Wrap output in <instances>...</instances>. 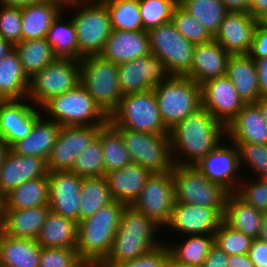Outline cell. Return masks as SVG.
<instances>
[{"mask_svg":"<svg viewBox=\"0 0 267 267\" xmlns=\"http://www.w3.org/2000/svg\"><path fill=\"white\" fill-rule=\"evenodd\" d=\"M80 79V60L57 58L30 79L28 99L41 108L52 97L77 87Z\"/></svg>","mask_w":267,"mask_h":267,"instance_id":"8fae6325","label":"cell"},{"mask_svg":"<svg viewBox=\"0 0 267 267\" xmlns=\"http://www.w3.org/2000/svg\"><path fill=\"white\" fill-rule=\"evenodd\" d=\"M64 10L72 11L70 17L76 28L79 60L100 54L112 31L106 4L102 0H76Z\"/></svg>","mask_w":267,"mask_h":267,"instance_id":"277c9868","label":"cell"},{"mask_svg":"<svg viewBox=\"0 0 267 267\" xmlns=\"http://www.w3.org/2000/svg\"><path fill=\"white\" fill-rule=\"evenodd\" d=\"M39 267H88L76 248H42Z\"/></svg>","mask_w":267,"mask_h":267,"instance_id":"f907efd6","label":"cell"},{"mask_svg":"<svg viewBox=\"0 0 267 267\" xmlns=\"http://www.w3.org/2000/svg\"><path fill=\"white\" fill-rule=\"evenodd\" d=\"M80 62L81 85L109 116L123 96L119 88L118 65L99 54L85 56Z\"/></svg>","mask_w":267,"mask_h":267,"instance_id":"ba28073f","label":"cell"},{"mask_svg":"<svg viewBox=\"0 0 267 267\" xmlns=\"http://www.w3.org/2000/svg\"><path fill=\"white\" fill-rule=\"evenodd\" d=\"M253 238L237 231L224 222L214 233V245L227 255L248 254Z\"/></svg>","mask_w":267,"mask_h":267,"instance_id":"7dc6e473","label":"cell"},{"mask_svg":"<svg viewBox=\"0 0 267 267\" xmlns=\"http://www.w3.org/2000/svg\"><path fill=\"white\" fill-rule=\"evenodd\" d=\"M174 164L195 165L223 139L226 127L201 107L170 130Z\"/></svg>","mask_w":267,"mask_h":267,"instance_id":"6da1fadb","label":"cell"},{"mask_svg":"<svg viewBox=\"0 0 267 267\" xmlns=\"http://www.w3.org/2000/svg\"><path fill=\"white\" fill-rule=\"evenodd\" d=\"M149 54L148 31L112 30L99 55L119 65Z\"/></svg>","mask_w":267,"mask_h":267,"instance_id":"603a6c76","label":"cell"},{"mask_svg":"<svg viewBox=\"0 0 267 267\" xmlns=\"http://www.w3.org/2000/svg\"><path fill=\"white\" fill-rule=\"evenodd\" d=\"M174 267H191V266H184V265L174 262Z\"/></svg>","mask_w":267,"mask_h":267,"instance_id":"89a4df30","label":"cell"},{"mask_svg":"<svg viewBox=\"0 0 267 267\" xmlns=\"http://www.w3.org/2000/svg\"><path fill=\"white\" fill-rule=\"evenodd\" d=\"M230 54L214 39L195 45L191 69L184 75L201 85L205 81L226 75Z\"/></svg>","mask_w":267,"mask_h":267,"instance_id":"cb8c5ba5","label":"cell"},{"mask_svg":"<svg viewBox=\"0 0 267 267\" xmlns=\"http://www.w3.org/2000/svg\"><path fill=\"white\" fill-rule=\"evenodd\" d=\"M177 5L180 4L181 0H173Z\"/></svg>","mask_w":267,"mask_h":267,"instance_id":"753ad0ef","label":"cell"},{"mask_svg":"<svg viewBox=\"0 0 267 267\" xmlns=\"http://www.w3.org/2000/svg\"><path fill=\"white\" fill-rule=\"evenodd\" d=\"M78 222L49 211L36 241L42 248H77Z\"/></svg>","mask_w":267,"mask_h":267,"instance_id":"d6a6232c","label":"cell"},{"mask_svg":"<svg viewBox=\"0 0 267 267\" xmlns=\"http://www.w3.org/2000/svg\"><path fill=\"white\" fill-rule=\"evenodd\" d=\"M60 129L57 122L42 115L35 122L30 134L17 141L10 149L16 154L48 160Z\"/></svg>","mask_w":267,"mask_h":267,"instance_id":"83f0119b","label":"cell"},{"mask_svg":"<svg viewBox=\"0 0 267 267\" xmlns=\"http://www.w3.org/2000/svg\"><path fill=\"white\" fill-rule=\"evenodd\" d=\"M47 160L14 153H7L0 169V200L25 181L48 175Z\"/></svg>","mask_w":267,"mask_h":267,"instance_id":"7402d4cb","label":"cell"},{"mask_svg":"<svg viewBox=\"0 0 267 267\" xmlns=\"http://www.w3.org/2000/svg\"><path fill=\"white\" fill-rule=\"evenodd\" d=\"M14 50V45L0 37V60Z\"/></svg>","mask_w":267,"mask_h":267,"instance_id":"6125c7cd","label":"cell"},{"mask_svg":"<svg viewBox=\"0 0 267 267\" xmlns=\"http://www.w3.org/2000/svg\"><path fill=\"white\" fill-rule=\"evenodd\" d=\"M254 61L267 57V27L259 22L254 31V38L247 54Z\"/></svg>","mask_w":267,"mask_h":267,"instance_id":"f5cc1de1","label":"cell"},{"mask_svg":"<svg viewBox=\"0 0 267 267\" xmlns=\"http://www.w3.org/2000/svg\"><path fill=\"white\" fill-rule=\"evenodd\" d=\"M267 27V16L262 20V22Z\"/></svg>","mask_w":267,"mask_h":267,"instance_id":"2644e50d","label":"cell"},{"mask_svg":"<svg viewBox=\"0 0 267 267\" xmlns=\"http://www.w3.org/2000/svg\"><path fill=\"white\" fill-rule=\"evenodd\" d=\"M108 9L112 30L141 31L139 0H102Z\"/></svg>","mask_w":267,"mask_h":267,"instance_id":"b9f144b4","label":"cell"},{"mask_svg":"<svg viewBox=\"0 0 267 267\" xmlns=\"http://www.w3.org/2000/svg\"><path fill=\"white\" fill-rule=\"evenodd\" d=\"M248 256L254 267H267V243L259 238L253 239Z\"/></svg>","mask_w":267,"mask_h":267,"instance_id":"db71d44e","label":"cell"},{"mask_svg":"<svg viewBox=\"0 0 267 267\" xmlns=\"http://www.w3.org/2000/svg\"><path fill=\"white\" fill-rule=\"evenodd\" d=\"M50 211L78 222L83 177L71 171L48 172Z\"/></svg>","mask_w":267,"mask_h":267,"instance_id":"ffe728a7","label":"cell"},{"mask_svg":"<svg viewBox=\"0 0 267 267\" xmlns=\"http://www.w3.org/2000/svg\"><path fill=\"white\" fill-rule=\"evenodd\" d=\"M172 22L178 32L194 45L214 39L209 31L179 4L173 10Z\"/></svg>","mask_w":267,"mask_h":267,"instance_id":"f6af8a7d","label":"cell"},{"mask_svg":"<svg viewBox=\"0 0 267 267\" xmlns=\"http://www.w3.org/2000/svg\"><path fill=\"white\" fill-rule=\"evenodd\" d=\"M170 258V252L164 243L153 251L115 265H99L98 267H164Z\"/></svg>","mask_w":267,"mask_h":267,"instance_id":"816d5d0a","label":"cell"},{"mask_svg":"<svg viewBox=\"0 0 267 267\" xmlns=\"http://www.w3.org/2000/svg\"><path fill=\"white\" fill-rule=\"evenodd\" d=\"M214 37L228 13L221 0H181L179 4Z\"/></svg>","mask_w":267,"mask_h":267,"instance_id":"60d3db41","label":"cell"},{"mask_svg":"<svg viewBox=\"0 0 267 267\" xmlns=\"http://www.w3.org/2000/svg\"><path fill=\"white\" fill-rule=\"evenodd\" d=\"M37 2H39V0H0L1 5L13 7H24Z\"/></svg>","mask_w":267,"mask_h":267,"instance_id":"94428289","label":"cell"},{"mask_svg":"<svg viewBox=\"0 0 267 267\" xmlns=\"http://www.w3.org/2000/svg\"><path fill=\"white\" fill-rule=\"evenodd\" d=\"M1 209H28L49 205L48 176L25 181L1 200Z\"/></svg>","mask_w":267,"mask_h":267,"instance_id":"e575fe53","label":"cell"},{"mask_svg":"<svg viewBox=\"0 0 267 267\" xmlns=\"http://www.w3.org/2000/svg\"><path fill=\"white\" fill-rule=\"evenodd\" d=\"M151 54L171 75L184 76L192 66L195 45L183 37L172 21L148 30Z\"/></svg>","mask_w":267,"mask_h":267,"instance_id":"7c38bea8","label":"cell"},{"mask_svg":"<svg viewBox=\"0 0 267 267\" xmlns=\"http://www.w3.org/2000/svg\"><path fill=\"white\" fill-rule=\"evenodd\" d=\"M39 1L52 2V3H55V4L59 5L61 8L66 9L67 7H69L76 0H39Z\"/></svg>","mask_w":267,"mask_h":267,"instance_id":"003e7915","label":"cell"},{"mask_svg":"<svg viewBox=\"0 0 267 267\" xmlns=\"http://www.w3.org/2000/svg\"><path fill=\"white\" fill-rule=\"evenodd\" d=\"M42 115L28 98L0 100V138L11 148L30 134Z\"/></svg>","mask_w":267,"mask_h":267,"instance_id":"ac0fdd59","label":"cell"},{"mask_svg":"<svg viewBox=\"0 0 267 267\" xmlns=\"http://www.w3.org/2000/svg\"><path fill=\"white\" fill-rule=\"evenodd\" d=\"M10 147L6 144V142L0 138V169L4 163L5 157L9 152Z\"/></svg>","mask_w":267,"mask_h":267,"instance_id":"e7e4bbea","label":"cell"},{"mask_svg":"<svg viewBox=\"0 0 267 267\" xmlns=\"http://www.w3.org/2000/svg\"><path fill=\"white\" fill-rule=\"evenodd\" d=\"M163 231L155 221L126 206L109 255L100 265H115L143 256L164 244ZM159 232V233H158Z\"/></svg>","mask_w":267,"mask_h":267,"instance_id":"7a4b0ae2","label":"cell"},{"mask_svg":"<svg viewBox=\"0 0 267 267\" xmlns=\"http://www.w3.org/2000/svg\"><path fill=\"white\" fill-rule=\"evenodd\" d=\"M226 76L245 104L257 103L262 98L258 85L257 67L255 61L248 55L230 56Z\"/></svg>","mask_w":267,"mask_h":267,"instance_id":"f1b7e54d","label":"cell"},{"mask_svg":"<svg viewBox=\"0 0 267 267\" xmlns=\"http://www.w3.org/2000/svg\"><path fill=\"white\" fill-rule=\"evenodd\" d=\"M224 209L175 202L171 218L163 231L169 229L172 233H176V238L195 234H214L223 222Z\"/></svg>","mask_w":267,"mask_h":267,"instance_id":"2e32d148","label":"cell"},{"mask_svg":"<svg viewBox=\"0 0 267 267\" xmlns=\"http://www.w3.org/2000/svg\"><path fill=\"white\" fill-rule=\"evenodd\" d=\"M176 242H169L165 236L163 240L167 245L170 258L181 265L201 267L208 256L210 249L214 246V234H195L179 237ZM167 240V241H166Z\"/></svg>","mask_w":267,"mask_h":267,"instance_id":"4dcf8cb0","label":"cell"},{"mask_svg":"<svg viewBox=\"0 0 267 267\" xmlns=\"http://www.w3.org/2000/svg\"><path fill=\"white\" fill-rule=\"evenodd\" d=\"M175 202L214 208H225L230 192L207 179L194 165L174 164Z\"/></svg>","mask_w":267,"mask_h":267,"instance_id":"9c48e42d","label":"cell"},{"mask_svg":"<svg viewBox=\"0 0 267 267\" xmlns=\"http://www.w3.org/2000/svg\"><path fill=\"white\" fill-rule=\"evenodd\" d=\"M174 203L173 174L167 171L152 173L131 206L164 228L171 218Z\"/></svg>","mask_w":267,"mask_h":267,"instance_id":"4fadbf2b","label":"cell"},{"mask_svg":"<svg viewBox=\"0 0 267 267\" xmlns=\"http://www.w3.org/2000/svg\"><path fill=\"white\" fill-rule=\"evenodd\" d=\"M226 139L233 143L267 144V127L257 103L241 108L226 126Z\"/></svg>","mask_w":267,"mask_h":267,"instance_id":"484cf974","label":"cell"},{"mask_svg":"<svg viewBox=\"0 0 267 267\" xmlns=\"http://www.w3.org/2000/svg\"><path fill=\"white\" fill-rule=\"evenodd\" d=\"M2 225H1V203H0V233H1V231H2V227H1Z\"/></svg>","mask_w":267,"mask_h":267,"instance_id":"8c879c8a","label":"cell"},{"mask_svg":"<svg viewBox=\"0 0 267 267\" xmlns=\"http://www.w3.org/2000/svg\"><path fill=\"white\" fill-rule=\"evenodd\" d=\"M29 87L30 79L14 49L0 60V100L28 98Z\"/></svg>","mask_w":267,"mask_h":267,"instance_id":"836d02e7","label":"cell"},{"mask_svg":"<svg viewBox=\"0 0 267 267\" xmlns=\"http://www.w3.org/2000/svg\"><path fill=\"white\" fill-rule=\"evenodd\" d=\"M258 23L248 12H228L214 40L231 56L247 55Z\"/></svg>","mask_w":267,"mask_h":267,"instance_id":"44dd1931","label":"cell"},{"mask_svg":"<svg viewBox=\"0 0 267 267\" xmlns=\"http://www.w3.org/2000/svg\"><path fill=\"white\" fill-rule=\"evenodd\" d=\"M259 91L262 97H267V57L255 61Z\"/></svg>","mask_w":267,"mask_h":267,"instance_id":"9f6ffc18","label":"cell"},{"mask_svg":"<svg viewBox=\"0 0 267 267\" xmlns=\"http://www.w3.org/2000/svg\"><path fill=\"white\" fill-rule=\"evenodd\" d=\"M80 196L78 222L114 201L105 176L84 177Z\"/></svg>","mask_w":267,"mask_h":267,"instance_id":"f35d334b","label":"cell"},{"mask_svg":"<svg viewBox=\"0 0 267 267\" xmlns=\"http://www.w3.org/2000/svg\"><path fill=\"white\" fill-rule=\"evenodd\" d=\"M164 267H174V261L169 258L168 262L165 264Z\"/></svg>","mask_w":267,"mask_h":267,"instance_id":"a7ac6f4b","label":"cell"},{"mask_svg":"<svg viewBox=\"0 0 267 267\" xmlns=\"http://www.w3.org/2000/svg\"><path fill=\"white\" fill-rule=\"evenodd\" d=\"M153 91L169 131L202 107L201 85L186 76L171 75Z\"/></svg>","mask_w":267,"mask_h":267,"instance_id":"8992f818","label":"cell"},{"mask_svg":"<svg viewBox=\"0 0 267 267\" xmlns=\"http://www.w3.org/2000/svg\"><path fill=\"white\" fill-rule=\"evenodd\" d=\"M97 137L102 146L105 175L132 163L121 134L109 122L100 128Z\"/></svg>","mask_w":267,"mask_h":267,"instance_id":"ab89813d","label":"cell"},{"mask_svg":"<svg viewBox=\"0 0 267 267\" xmlns=\"http://www.w3.org/2000/svg\"><path fill=\"white\" fill-rule=\"evenodd\" d=\"M122 136L133 163L152 173L171 171L174 166L170 135L151 134L126 128H115Z\"/></svg>","mask_w":267,"mask_h":267,"instance_id":"30bf717a","label":"cell"},{"mask_svg":"<svg viewBox=\"0 0 267 267\" xmlns=\"http://www.w3.org/2000/svg\"><path fill=\"white\" fill-rule=\"evenodd\" d=\"M151 175L152 172L149 169L132 162L120 169L106 173L105 177L112 198L131 206L141 194Z\"/></svg>","mask_w":267,"mask_h":267,"instance_id":"d4e9b609","label":"cell"},{"mask_svg":"<svg viewBox=\"0 0 267 267\" xmlns=\"http://www.w3.org/2000/svg\"><path fill=\"white\" fill-rule=\"evenodd\" d=\"M226 141H229V144ZM194 166L207 179L222 185L230 193L237 190L243 176L246 175L241 171L237 145L227 139H223Z\"/></svg>","mask_w":267,"mask_h":267,"instance_id":"5bb4252c","label":"cell"},{"mask_svg":"<svg viewBox=\"0 0 267 267\" xmlns=\"http://www.w3.org/2000/svg\"><path fill=\"white\" fill-rule=\"evenodd\" d=\"M235 193L256 209L267 212V180L243 176Z\"/></svg>","mask_w":267,"mask_h":267,"instance_id":"c3c4849f","label":"cell"},{"mask_svg":"<svg viewBox=\"0 0 267 267\" xmlns=\"http://www.w3.org/2000/svg\"><path fill=\"white\" fill-rule=\"evenodd\" d=\"M259 239L267 243V212L263 213Z\"/></svg>","mask_w":267,"mask_h":267,"instance_id":"be15d7a7","label":"cell"},{"mask_svg":"<svg viewBox=\"0 0 267 267\" xmlns=\"http://www.w3.org/2000/svg\"><path fill=\"white\" fill-rule=\"evenodd\" d=\"M228 255L214 245L201 267H228Z\"/></svg>","mask_w":267,"mask_h":267,"instance_id":"11a10c76","label":"cell"},{"mask_svg":"<svg viewBox=\"0 0 267 267\" xmlns=\"http://www.w3.org/2000/svg\"><path fill=\"white\" fill-rule=\"evenodd\" d=\"M228 267H254L248 254L228 255Z\"/></svg>","mask_w":267,"mask_h":267,"instance_id":"91938a15","label":"cell"},{"mask_svg":"<svg viewBox=\"0 0 267 267\" xmlns=\"http://www.w3.org/2000/svg\"><path fill=\"white\" fill-rule=\"evenodd\" d=\"M62 10L55 3L42 1L22 7V41L46 38L52 22Z\"/></svg>","mask_w":267,"mask_h":267,"instance_id":"d590c367","label":"cell"},{"mask_svg":"<svg viewBox=\"0 0 267 267\" xmlns=\"http://www.w3.org/2000/svg\"><path fill=\"white\" fill-rule=\"evenodd\" d=\"M114 128H126L151 134L169 135L160 116L153 89L122 96L117 108L109 115Z\"/></svg>","mask_w":267,"mask_h":267,"instance_id":"52a82bcc","label":"cell"},{"mask_svg":"<svg viewBox=\"0 0 267 267\" xmlns=\"http://www.w3.org/2000/svg\"><path fill=\"white\" fill-rule=\"evenodd\" d=\"M261 113H262V117L264 119V122L266 124L267 127V97H262L258 102H257Z\"/></svg>","mask_w":267,"mask_h":267,"instance_id":"03108f58","label":"cell"},{"mask_svg":"<svg viewBox=\"0 0 267 267\" xmlns=\"http://www.w3.org/2000/svg\"><path fill=\"white\" fill-rule=\"evenodd\" d=\"M239 150L241 171H251L248 176L267 180V144L235 143ZM246 166V167H245ZM243 167V168H242ZM250 169V170H248Z\"/></svg>","mask_w":267,"mask_h":267,"instance_id":"ee69618b","label":"cell"},{"mask_svg":"<svg viewBox=\"0 0 267 267\" xmlns=\"http://www.w3.org/2000/svg\"><path fill=\"white\" fill-rule=\"evenodd\" d=\"M201 98L202 107L225 127L245 105L226 75L201 84Z\"/></svg>","mask_w":267,"mask_h":267,"instance_id":"d6986e66","label":"cell"},{"mask_svg":"<svg viewBox=\"0 0 267 267\" xmlns=\"http://www.w3.org/2000/svg\"><path fill=\"white\" fill-rule=\"evenodd\" d=\"M102 126H61L47 160L49 172L71 171L77 156L97 137Z\"/></svg>","mask_w":267,"mask_h":267,"instance_id":"e0dca14e","label":"cell"},{"mask_svg":"<svg viewBox=\"0 0 267 267\" xmlns=\"http://www.w3.org/2000/svg\"><path fill=\"white\" fill-rule=\"evenodd\" d=\"M126 206L114 200L78 222L76 251L88 267H98L109 255Z\"/></svg>","mask_w":267,"mask_h":267,"instance_id":"3957f363","label":"cell"},{"mask_svg":"<svg viewBox=\"0 0 267 267\" xmlns=\"http://www.w3.org/2000/svg\"><path fill=\"white\" fill-rule=\"evenodd\" d=\"M228 12H249L251 0H221Z\"/></svg>","mask_w":267,"mask_h":267,"instance_id":"680465c9","label":"cell"},{"mask_svg":"<svg viewBox=\"0 0 267 267\" xmlns=\"http://www.w3.org/2000/svg\"><path fill=\"white\" fill-rule=\"evenodd\" d=\"M68 14L65 10L58 14L47 32L46 39L57 58L79 60L76 28Z\"/></svg>","mask_w":267,"mask_h":267,"instance_id":"8d00e7d4","label":"cell"},{"mask_svg":"<svg viewBox=\"0 0 267 267\" xmlns=\"http://www.w3.org/2000/svg\"><path fill=\"white\" fill-rule=\"evenodd\" d=\"M49 211V205L28 209H1L2 232L14 238L36 240Z\"/></svg>","mask_w":267,"mask_h":267,"instance_id":"4316f807","label":"cell"},{"mask_svg":"<svg viewBox=\"0 0 267 267\" xmlns=\"http://www.w3.org/2000/svg\"><path fill=\"white\" fill-rule=\"evenodd\" d=\"M177 4L173 0H139L143 30L148 31L172 21Z\"/></svg>","mask_w":267,"mask_h":267,"instance_id":"bcb514c9","label":"cell"},{"mask_svg":"<svg viewBox=\"0 0 267 267\" xmlns=\"http://www.w3.org/2000/svg\"><path fill=\"white\" fill-rule=\"evenodd\" d=\"M42 114L60 126H104L109 116L100 108L81 83L72 90L52 97Z\"/></svg>","mask_w":267,"mask_h":267,"instance_id":"5b68a950","label":"cell"},{"mask_svg":"<svg viewBox=\"0 0 267 267\" xmlns=\"http://www.w3.org/2000/svg\"><path fill=\"white\" fill-rule=\"evenodd\" d=\"M41 250L34 239L0 233V267H39Z\"/></svg>","mask_w":267,"mask_h":267,"instance_id":"f546056e","label":"cell"},{"mask_svg":"<svg viewBox=\"0 0 267 267\" xmlns=\"http://www.w3.org/2000/svg\"><path fill=\"white\" fill-rule=\"evenodd\" d=\"M22 7L0 4V37L13 45L22 41Z\"/></svg>","mask_w":267,"mask_h":267,"instance_id":"681fc988","label":"cell"},{"mask_svg":"<svg viewBox=\"0 0 267 267\" xmlns=\"http://www.w3.org/2000/svg\"><path fill=\"white\" fill-rule=\"evenodd\" d=\"M71 172L83 178L105 176L103 151L98 137L77 156Z\"/></svg>","mask_w":267,"mask_h":267,"instance_id":"7bdbcfd3","label":"cell"},{"mask_svg":"<svg viewBox=\"0 0 267 267\" xmlns=\"http://www.w3.org/2000/svg\"><path fill=\"white\" fill-rule=\"evenodd\" d=\"M263 213L233 192L228 195L223 222L229 227L256 239L259 238Z\"/></svg>","mask_w":267,"mask_h":267,"instance_id":"1f68e13d","label":"cell"},{"mask_svg":"<svg viewBox=\"0 0 267 267\" xmlns=\"http://www.w3.org/2000/svg\"><path fill=\"white\" fill-rule=\"evenodd\" d=\"M248 13L252 18L262 22L267 16V0H251Z\"/></svg>","mask_w":267,"mask_h":267,"instance_id":"6f0895ef","label":"cell"},{"mask_svg":"<svg viewBox=\"0 0 267 267\" xmlns=\"http://www.w3.org/2000/svg\"><path fill=\"white\" fill-rule=\"evenodd\" d=\"M14 49L29 79L57 59L46 38L23 40Z\"/></svg>","mask_w":267,"mask_h":267,"instance_id":"74e56055","label":"cell"},{"mask_svg":"<svg viewBox=\"0 0 267 267\" xmlns=\"http://www.w3.org/2000/svg\"><path fill=\"white\" fill-rule=\"evenodd\" d=\"M170 76L164 63L152 54L118 65V81L122 95L151 90Z\"/></svg>","mask_w":267,"mask_h":267,"instance_id":"9a60e30c","label":"cell"}]
</instances>
